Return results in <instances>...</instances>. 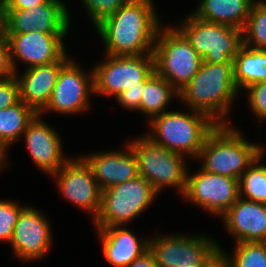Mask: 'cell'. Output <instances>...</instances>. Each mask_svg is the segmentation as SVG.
<instances>
[{
	"label": "cell",
	"mask_w": 266,
	"mask_h": 267,
	"mask_svg": "<svg viewBox=\"0 0 266 267\" xmlns=\"http://www.w3.org/2000/svg\"><path fill=\"white\" fill-rule=\"evenodd\" d=\"M153 4V0H131L95 26L104 42L105 54L139 56L153 53L162 26Z\"/></svg>",
	"instance_id": "6da1fadb"
},
{
	"label": "cell",
	"mask_w": 266,
	"mask_h": 267,
	"mask_svg": "<svg viewBox=\"0 0 266 267\" xmlns=\"http://www.w3.org/2000/svg\"><path fill=\"white\" fill-rule=\"evenodd\" d=\"M178 93V98L190 110L208 115L218 125H228L226 117L238 95L233 62L209 64L202 61L198 72Z\"/></svg>",
	"instance_id": "7a4b0ae2"
},
{
	"label": "cell",
	"mask_w": 266,
	"mask_h": 267,
	"mask_svg": "<svg viewBox=\"0 0 266 267\" xmlns=\"http://www.w3.org/2000/svg\"><path fill=\"white\" fill-rule=\"evenodd\" d=\"M231 125H217L208 135L199 152L201 168L213 174L235 179L264 153L262 145L246 141L240 130Z\"/></svg>",
	"instance_id": "3957f363"
},
{
	"label": "cell",
	"mask_w": 266,
	"mask_h": 267,
	"mask_svg": "<svg viewBox=\"0 0 266 267\" xmlns=\"http://www.w3.org/2000/svg\"><path fill=\"white\" fill-rule=\"evenodd\" d=\"M191 111H168L155 116L146 136L170 151L197 159L206 138L218 124L204 113Z\"/></svg>",
	"instance_id": "277c9868"
},
{
	"label": "cell",
	"mask_w": 266,
	"mask_h": 267,
	"mask_svg": "<svg viewBox=\"0 0 266 267\" xmlns=\"http://www.w3.org/2000/svg\"><path fill=\"white\" fill-rule=\"evenodd\" d=\"M138 166V174L146 179L159 194L166 186L174 187L184 194L188 168L186 156L170 151L154 143L146 135L129 142Z\"/></svg>",
	"instance_id": "5b68a950"
},
{
	"label": "cell",
	"mask_w": 266,
	"mask_h": 267,
	"mask_svg": "<svg viewBox=\"0 0 266 267\" xmlns=\"http://www.w3.org/2000/svg\"><path fill=\"white\" fill-rule=\"evenodd\" d=\"M155 72L178 92L198 72L202 58L177 27H161L153 49Z\"/></svg>",
	"instance_id": "8992f818"
},
{
	"label": "cell",
	"mask_w": 266,
	"mask_h": 267,
	"mask_svg": "<svg viewBox=\"0 0 266 267\" xmlns=\"http://www.w3.org/2000/svg\"><path fill=\"white\" fill-rule=\"evenodd\" d=\"M158 193L143 177L138 176L102 191L101 207L95 219V228L128 224L148 209Z\"/></svg>",
	"instance_id": "52a82bcc"
},
{
	"label": "cell",
	"mask_w": 266,
	"mask_h": 267,
	"mask_svg": "<svg viewBox=\"0 0 266 267\" xmlns=\"http://www.w3.org/2000/svg\"><path fill=\"white\" fill-rule=\"evenodd\" d=\"M178 30L205 63L232 62L243 45V30L226 24L207 22L191 14Z\"/></svg>",
	"instance_id": "ba28073f"
},
{
	"label": "cell",
	"mask_w": 266,
	"mask_h": 267,
	"mask_svg": "<svg viewBox=\"0 0 266 267\" xmlns=\"http://www.w3.org/2000/svg\"><path fill=\"white\" fill-rule=\"evenodd\" d=\"M157 236V237H156ZM149 238V251L157 267H195L208 265L221 251L214 238L181 234Z\"/></svg>",
	"instance_id": "9c48e42d"
},
{
	"label": "cell",
	"mask_w": 266,
	"mask_h": 267,
	"mask_svg": "<svg viewBox=\"0 0 266 267\" xmlns=\"http://www.w3.org/2000/svg\"><path fill=\"white\" fill-rule=\"evenodd\" d=\"M155 72L154 55L111 56L95 65L94 94L117 97L122 91L144 86L146 80Z\"/></svg>",
	"instance_id": "30bf717a"
},
{
	"label": "cell",
	"mask_w": 266,
	"mask_h": 267,
	"mask_svg": "<svg viewBox=\"0 0 266 267\" xmlns=\"http://www.w3.org/2000/svg\"><path fill=\"white\" fill-rule=\"evenodd\" d=\"M94 93L93 69L87 73L75 60H68L60 69L57 82L49 103L39 113L54 111L62 115L77 114L89 109V101Z\"/></svg>",
	"instance_id": "8fae6325"
},
{
	"label": "cell",
	"mask_w": 266,
	"mask_h": 267,
	"mask_svg": "<svg viewBox=\"0 0 266 267\" xmlns=\"http://www.w3.org/2000/svg\"><path fill=\"white\" fill-rule=\"evenodd\" d=\"M61 0H48L28 9H4L5 34L38 31L43 34H68L70 15Z\"/></svg>",
	"instance_id": "7c38bea8"
},
{
	"label": "cell",
	"mask_w": 266,
	"mask_h": 267,
	"mask_svg": "<svg viewBox=\"0 0 266 267\" xmlns=\"http://www.w3.org/2000/svg\"><path fill=\"white\" fill-rule=\"evenodd\" d=\"M183 198L215 216H222L240 197L239 180L199 168L187 174Z\"/></svg>",
	"instance_id": "4fadbf2b"
},
{
	"label": "cell",
	"mask_w": 266,
	"mask_h": 267,
	"mask_svg": "<svg viewBox=\"0 0 266 267\" xmlns=\"http://www.w3.org/2000/svg\"><path fill=\"white\" fill-rule=\"evenodd\" d=\"M59 192L78 208L97 218L102 190L95 180L92 168L82 156L71 158L54 174Z\"/></svg>",
	"instance_id": "5bb4252c"
},
{
	"label": "cell",
	"mask_w": 266,
	"mask_h": 267,
	"mask_svg": "<svg viewBox=\"0 0 266 267\" xmlns=\"http://www.w3.org/2000/svg\"><path fill=\"white\" fill-rule=\"evenodd\" d=\"M9 41L10 62L13 72L16 61L28 64L26 68L60 61L67 53L63 38L67 34H43L38 31L21 34H5Z\"/></svg>",
	"instance_id": "9a60e30c"
},
{
	"label": "cell",
	"mask_w": 266,
	"mask_h": 267,
	"mask_svg": "<svg viewBox=\"0 0 266 267\" xmlns=\"http://www.w3.org/2000/svg\"><path fill=\"white\" fill-rule=\"evenodd\" d=\"M51 233L47 218L36 208L26 206L19 215L9 244L20 260H40L48 254L52 245Z\"/></svg>",
	"instance_id": "2e32d148"
},
{
	"label": "cell",
	"mask_w": 266,
	"mask_h": 267,
	"mask_svg": "<svg viewBox=\"0 0 266 267\" xmlns=\"http://www.w3.org/2000/svg\"><path fill=\"white\" fill-rule=\"evenodd\" d=\"M22 135L35 165L50 176L70 159L63 154L58 132L47 125L39 113L28 124Z\"/></svg>",
	"instance_id": "e0dca14e"
},
{
	"label": "cell",
	"mask_w": 266,
	"mask_h": 267,
	"mask_svg": "<svg viewBox=\"0 0 266 267\" xmlns=\"http://www.w3.org/2000/svg\"><path fill=\"white\" fill-rule=\"evenodd\" d=\"M221 218L235 243L266 242V204L239 198Z\"/></svg>",
	"instance_id": "ac0fdd59"
},
{
	"label": "cell",
	"mask_w": 266,
	"mask_h": 267,
	"mask_svg": "<svg viewBox=\"0 0 266 267\" xmlns=\"http://www.w3.org/2000/svg\"><path fill=\"white\" fill-rule=\"evenodd\" d=\"M126 149L96 152L82 157L92 168L101 190L124 183L139 176L136 156L129 143Z\"/></svg>",
	"instance_id": "d6986e66"
},
{
	"label": "cell",
	"mask_w": 266,
	"mask_h": 267,
	"mask_svg": "<svg viewBox=\"0 0 266 267\" xmlns=\"http://www.w3.org/2000/svg\"><path fill=\"white\" fill-rule=\"evenodd\" d=\"M69 58L67 53L60 61L26 68L21 76L15 72L20 100L40 113L49 103L60 69Z\"/></svg>",
	"instance_id": "ffe728a7"
},
{
	"label": "cell",
	"mask_w": 266,
	"mask_h": 267,
	"mask_svg": "<svg viewBox=\"0 0 266 267\" xmlns=\"http://www.w3.org/2000/svg\"><path fill=\"white\" fill-rule=\"evenodd\" d=\"M104 258L114 267H128L149 250V239L138 237L123 226L96 228Z\"/></svg>",
	"instance_id": "44dd1931"
},
{
	"label": "cell",
	"mask_w": 266,
	"mask_h": 267,
	"mask_svg": "<svg viewBox=\"0 0 266 267\" xmlns=\"http://www.w3.org/2000/svg\"><path fill=\"white\" fill-rule=\"evenodd\" d=\"M193 15L201 20L244 29L256 0H200Z\"/></svg>",
	"instance_id": "7402d4cb"
},
{
	"label": "cell",
	"mask_w": 266,
	"mask_h": 267,
	"mask_svg": "<svg viewBox=\"0 0 266 267\" xmlns=\"http://www.w3.org/2000/svg\"><path fill=\"white\" fill-rule=\"evenodd\" d=\"M233 62V79L237 90L244 91L249 86L266 82V49L250 48L242 45Z\"/></svg>",
	"instance_id": "603a6c76"
},
{
	"label": "cell",
	"mask_w": 266,
	"mask_h": 267,
	"mask_svg": "<svg viewBox=\"0 0 266 267\" xmlns=\"http://www.w3.org/2000/svg\"><path fill=\"white\" fill-rule=\"evenodd\" d=\"M38 113L21 100L13 106L0 109V147L8 148L22 137L28 124Z\"/></svg>",
	"instance_id": "cb8c5ba5"
},
{
	"label": "cell",
	"mask_w": 266,
	"mask_h": 267,
	"mask_svg": "<svg viewBox=\"0 0 266 267\" xmlns=\"http://www.w3.org/2000/svg\"><path fill=\"white\" fill-rule=\"evenodd\" d=\"M140 103V112L152 119L166 112L165 109L178 91L159 74L154 72L145 82Z\"/></svg>",
	"instance_id": "d4e9b609"
},
{
	"label": "cell",
	"mask_w": 266,
	"mask_h": 267,
	"mask_svg": "<svg viewBox=\"0 0 266 267\" xmlns=\"http://www.w3.org/2000/svg\"><path fill=\"white\" fill-rule=\"evenodd\" d=\"M263 158L264 153L240 176V198L266 204V164L261 163Z\"/></svg>",
	"instance_id": "484cf974"
},
{
	"label": "cell",
	"mask_w": 266,
	"mask_h": 267,
	"mask_svg": "<svg viewBox=\"0 0 266 267\" xmlns=\"http://www.w3.org/2000/svg\"><path fill=\"white\" fill-rule=\"evenodd\" d=\"M243 44L255 49H266V1L256 0L243 29Z\"/></svg>",
	"instance_id": "4316f807"
},
{
	"label": "cell",
	"mask_w": 266,
	"mask_h": 267,
	"mask_svg": "<svg viewBox=\"0 0 266 267\" xmlns=\"http://www.w3.org/2000/svg\"><path fill=\"white\" fill-rule=\"evenodd\" d=\"M234 246L231 257L219 248L232 267H266V242H239Z\"/></svg>",
	"instance_id": "83f0119b"
},
{
	"label": "cell",
	"mask_w": 266,
	"mask_h": 267,
	"mask_svg": "<svg viewBox=\"0 0 266 267\" xmlns=\"http://www.w3.org/2000/svg\"><path fill=\"white\" fill-rule=\"evenodd\" d=\"M25 207L16 201L0 199V241L11 242L15 224Z\"/></svg>",
	"instance_id": "f1b7e54d"
},
{
	"label": "cell",
	"mask_w": 266,
	"mask_h": 267,
	"mask_svg": "<svg viewBox=\"0 0 266 267\" xmlns=\"http://www.w3.org/2000/svg\"><path fill=\"white\" fill-rule=\"evenodd\" d=\"M131 0H82V4L88 11L93 26L98 25L104 18L114 14L121 6Z\"/></svg>",
	"instance_id": "f546056e"
},
{
	"label": "cell",
	"mask_w": 266,
	"mask_h": 267,
	"mask_svg": "<svg viewBox=\"0 0 266 267\" xmlns=\"http://www.w3.org/2000/svg\"><path fill=\"white\" fill-rule=\"evenodd\" d=\"M246 91L248 103L254 115L261 120H266V82L255 83L246 88Z\"/></svg>",
	"instance_id": "4dcf8cb0"
},
{
	"label": "cell",
	"mask_w": 266,
	"mask_h": 267,
	"mask_svg": "<svg viewBox=\"0 0 266 267\" xmlns=\"http://www.w3.org/2000/svg\"><path fill=\"white\" fill-rule=\"evenodd\" d=\"M19 101V85L15 76L0 80V109L13 106Z\"/></svg>",
	"instance_id": "1f68e13d"
},
{
	"label": "cell",
	"mask_w": 266,
	"mask_h": 267,
	"mask_svg": "<svg viewBox=\"0 0 266 267\" xmlns=\"http://www.w3.org/2000/svg\"><path fill=\"white\" fill-rule=\"evenodd\" d=\"M144 86L128 88L117 95L116 100L128 110H139Z\"/></svg>",
	"instance_id": "d6a6232c"
},
{
	"label": "cell",
	"mask_w": 266,
	"mask_h": 267,
	"mask_svg": "<svg viewBox=\"0 0 266 267\" xmlns=\"http://www.w3.org/2000/svg\"><path fill=\"white\" fill-rule=\"evenodd\" d=\"M13 76L14 72L10 62L9 41L3 31L0 33V80Z\"/></svg>",
	"instance_id": "836d02e7"
},
{
	"label": "cell",
	"mask_w": 266,
	"mask_h": 267,
	"mask_svg": "<svg viewBox=\"0 0 266 267\" xmlns=\"http://www.w3.org/2000/svg\"><path fill=\"white\" fill-rule=\"evenodd\" d=\"M48 0H7L4 9H28L44 4Z\"/></svg>",
	"instance_id": "e575fe53"
},
{
	"label": "cell",
	"mask_w": 266,
	"mask_h": 267,
	"mask_svg": "<svg viewBox=\"0 0 266 267\" xmlns=\"http://www.w3.org/2000/svg\"><path fill=\"white\" fill-rule=\"evenodd\" d=\"M128 267H157L153 254L148 250Z\"/></svg>",
	"instance_id": "d590c367"
},
{
	"label": "cell",
	"mask_w": 266,
	"mask_h": 267,
	"mask_svg": "<svg viewBox=\"0 0 266 267\" xmlns=\"http://www.w3.org/2000/svg\"><path fill=\"white\" fill-rule=\"evenodd\" d=\"M206 267H232L226 256L220 252Z\"/></svg>",
	"instance_id": "8d00e7d4"
},
{
	"label": "cell",
	"mask_w": 266,
	"mask_h": 267,
	"mask_svg": "<svg viewBox=\"0 0 266 267\" xmlns=\"http://www.w3.org/2000/svg\"><path fill=\"white\" fill-rule=\"evenodd\" d=\"M7 155V152H5L1 147H0V171L3 170V168H7L9 163L6 162V156Z\"/></svg>",
	"instance_id": "74e56055"
},
{
	"label": "cell",
	"mask_w": 266,
	"mask_h": 267,
	"mask_svg": "<svg viewBox=\"0 0 266 267\" xmlns=\"http://www.w3.org/2000/svg\"><path fill=\"white\" fill-rule=\"evenodd\" d=\"M4 8L0 5V33L3 32Z\"/></svg>",
	"instance_id": "f35d334b"
},
{
	"label": "cell",
	"mask_w": 266,
	"mask_h": 267,
	"mask_svg": "<svg viewBox=\"0 0 266 267\" xmlns=\"http://www.w3.org/2000/svg\"><path fill=\"white\" fill-rule=\"evenodd\" d=\"M7 0H0V5L4 8Z\"/></svg>",
	"instance_id": "ab89813d"
},
{
	"label": "cell",
	"mask_w": 266,
	"mask_h": 267,
	"mask_svg": "<svg viewBox=\"0 0 266 267\" xmlns=\"http://www.w3.org/2000/svg\"><path fill=\"white\" fill-rule=\"evenodd\" d=\"M207 265H198V266H195V267H206Z\"/></svg>",
	"instance_id": "60d3db41"
}]
</instances>
